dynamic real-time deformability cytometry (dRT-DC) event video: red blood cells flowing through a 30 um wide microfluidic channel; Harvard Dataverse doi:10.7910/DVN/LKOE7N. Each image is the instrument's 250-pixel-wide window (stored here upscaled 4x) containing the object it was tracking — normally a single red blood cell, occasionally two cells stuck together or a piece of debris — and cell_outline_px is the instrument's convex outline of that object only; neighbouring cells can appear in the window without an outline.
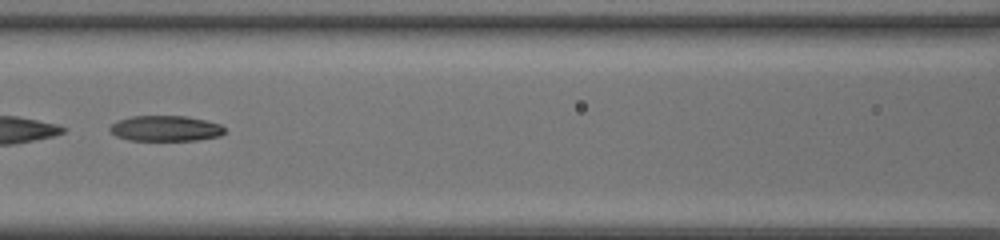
{"species": "common noctule bat (a hibernating species)", "species_latin": "Nyctalus noctula", "temperature_condition": "room temperature", "stored_images_in_passage": 48, "segment_of_instrument_passage": [2, 2], "camera_frame_rate_fps": 3000, "um_per_image_px": 0.085, "animal": {"sex": "female", "body_mass_g": 20.0, "forearm_length_mm": 54.0}, "frame": {"image": 1, "passage_image": 25, "time_ms": 8.0, "image_size_px": [1000, 240], "cell_outline_px": [[224, 132], [220, 136], [196, 140], [128, 140], [116, 136], [108, 128], [116, 120], [132, 116], [188, 116], [220, 124], [224, 128]], "centroid_in_image_um": [14.04, 10.91], "position_along_channel_um": 152.6, "area_um2": 17.05}}
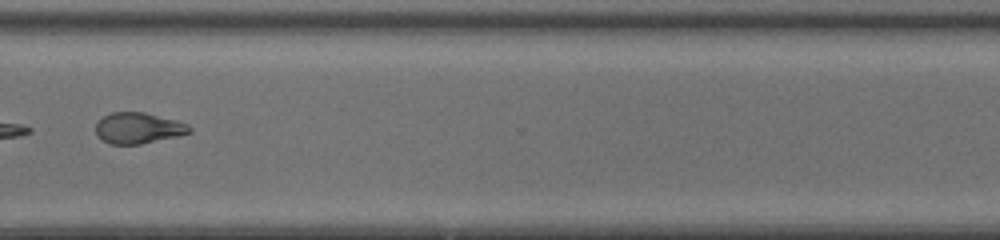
{"frame": {"image": 2, "passage_image": 39, "time_ms": 12.667, "image_size_px": [1000, 240], "cell_outline_px": [[192, 132], [176, 136], [140, 144], [112, 144], [96, 136], [96, 124], [104, 116], [112, 112], [144, 112], [176, 120], [188, 124], [192, 128]], "centroid_in_image_um": [11.76, 10.88], "position_along_channel_um": 358.8, "area_um2": 16.76}}